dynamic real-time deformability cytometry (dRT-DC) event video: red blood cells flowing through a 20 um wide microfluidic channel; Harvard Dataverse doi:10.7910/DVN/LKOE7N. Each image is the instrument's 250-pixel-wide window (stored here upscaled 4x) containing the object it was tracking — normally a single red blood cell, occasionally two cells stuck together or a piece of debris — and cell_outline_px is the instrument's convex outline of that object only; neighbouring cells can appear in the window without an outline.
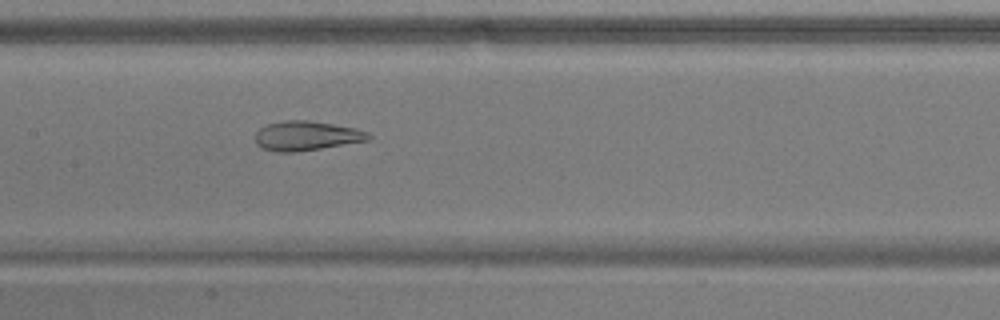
{"species": "common noctule bat (a hibernating species)", "species_latin": "Nyctalus noctula", "temperature_condition": "warm", "stored_images_in_passage": 53, "camera_frame_rate_fps": 3000, "um_per_image_px": 0.085, "animal": {"sex": "male", "body_mass_g": 17.9}, "frame": {"image": 1, "passage_image": 26, "time_ms": 8.333, "image_size_px": [1000, 320], "cell_outline_px": [[372, 136], [368, 140], [296, 152], [276, 152], [260, 148], [256, 144], [256, 132], [260, 128], [268, 124], [284, 120], [308, 120], [356, 128], [368, 132]], "centroid_in_image_um": [26.02, 11.54], "position_along_channel_um": 181.4, "area_um2": 19.36}}
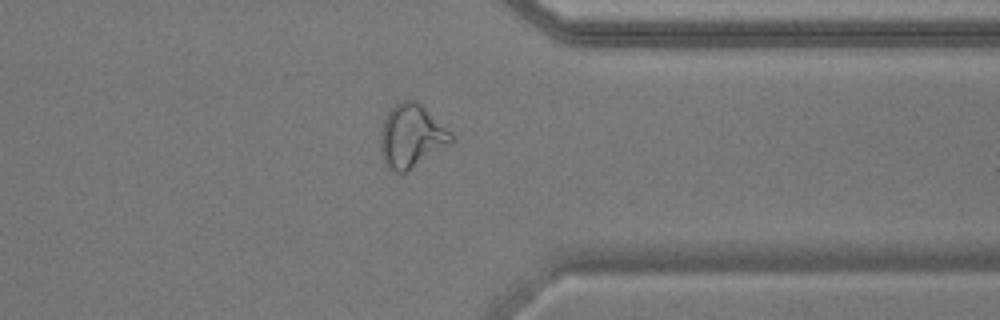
{"frame": {"image": 2, "passage_image": 42, "time_ms": 13.667, "image_size_px": [1000, 320], "cell_outline_px": [[452, 140], [448, 144], [404, 172], [396, 172], [388, 168], [384, 164], [380, 152], [380, 128], [388, 112], [400, 100], [416, 100], [452, 132]], "centroid_in_image_um": [34.91, 11.54], "position_along_channel_um": 376.5, "area_um2": 25.61}}
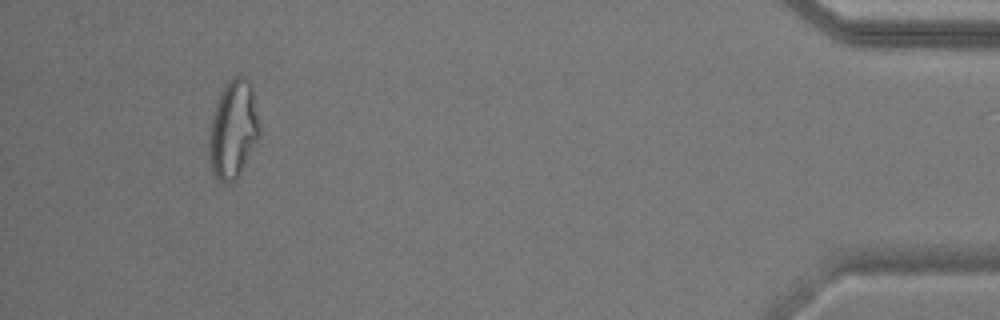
{"frame": {"image": 3, "passage_image": 50, "time_ms": 16.333, "image_size_px": [1000, 320], "cell_outline_px": [[260, 136], [236, 180], [228, 184], [224, 184], [216, 176], [212, 168], [208, 152], [208, 140], [212, 120], [216, 104], [220, 92], [224, 84], [232, 76], [244, 76], [252, 84], [260, 132]], "centroid_in_image_um": [19.82, 10.98], "position_along_channel_um": 415.4, "area_um2": 28.78}, "authors_computed_cell_mechanics": {"area_um2": 25.7788, "velocity_mm_per_s": 3.7535, "shape_relaxation_time_tau1_ms": null, "shape_relaxation_time_tau2_ms": 1.3531, "deformation_change_tau1": null, "deformation_change_tau2": 0.0932}}